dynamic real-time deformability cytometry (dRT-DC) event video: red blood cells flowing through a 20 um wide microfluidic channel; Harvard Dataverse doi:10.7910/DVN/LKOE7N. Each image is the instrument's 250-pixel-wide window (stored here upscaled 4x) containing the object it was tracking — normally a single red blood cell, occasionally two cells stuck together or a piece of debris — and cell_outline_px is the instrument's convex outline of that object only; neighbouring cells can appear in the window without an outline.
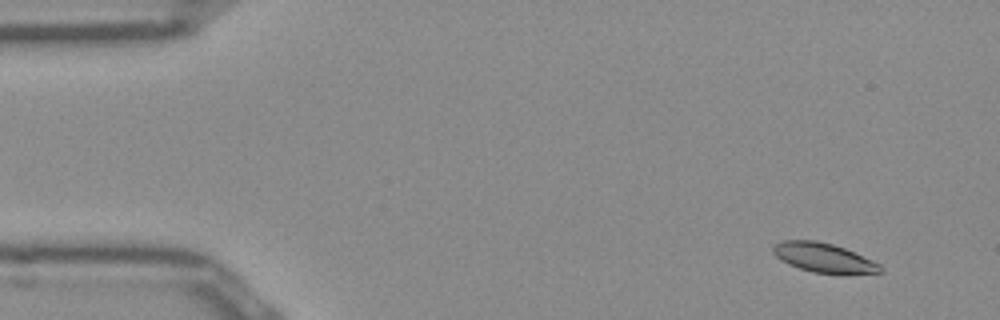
{"species": "Egyptian fruit bat (a non-hibernating species)", "species_latin": "Rousettus aegyptiacus", "temperature_condition": "room temperature", "stored_images_in_passage": 49, "camera_frame_rate_fps": 3000, "um_per_image_px": 0.085, "frame": {"image": 1, "passage_image": 1, "time_ms": 0.0, "image_size_px": [1000, 320], "cell_outline_px": [[884, 272], [812, 272], [788, 264], [776, 256], [772, 252], [772, 248], [776, 244], [784, 240], [816, 240], [832, 244], [844, 248], [872, 260], [880, 264], [884, 268]], "centroid_in_image_um": [69.98, 21.87], "position_along_channel_um": 15.0, "area_um2": 17.74}}
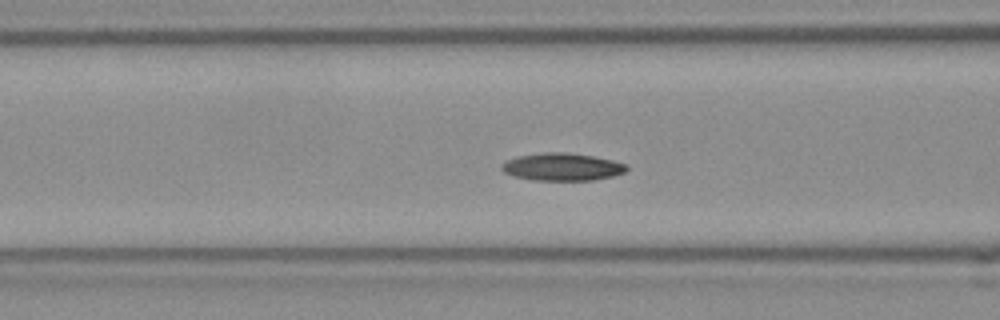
{"frame": {"image": 2, "passage_image": 17, "time_ms": 5.333, "image_size_px": [1000, 320], "cell_outline_px": [[628, 168], [624, 172], [612, 176], [592, 180], [532, 180], [512, 176], [504, 172], [500, 168], [500, 164], [516, 156], [544, 152], [564, 152], [592, 156], [612, 160], [628, 164]], "centroid_in_image_um": [47.75, 14.18], "position_along_channel_um": 118.9, "area_um2": 20.11}}
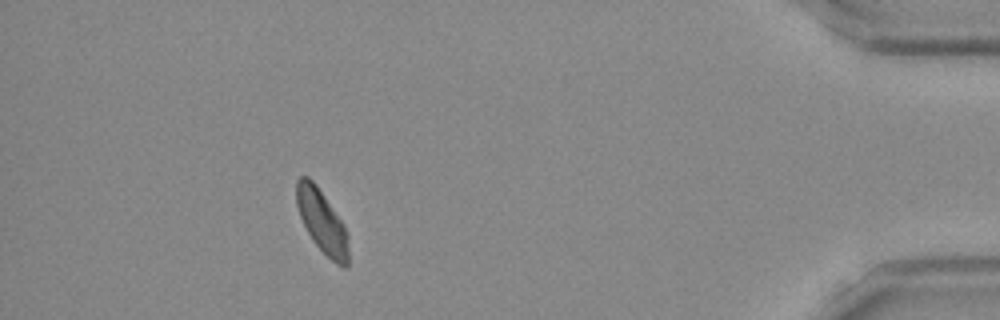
{"frame": {"image": 3, "passage_image": 44, "time_ms": 14.333, "image_size_px": [1000, 320], "cell_outline_px": [[348, 264], [344, 268], [336, 264], [316, 244], [308, 232], [300, 216], [296, 204], [296, 180], [300, 176], [308, 176], [316, 184], [344, 224], [348, 236]], "centroid_in_image_um": [27.37, 18.8], "position_along_channel_um": 407.8, "area_um2": 18.9}, "authors_computed_cell_mechanics": {"area_um2": 19.363, "velocity_mm_per_s": 3.8602, "shape_relaxation_time_tau1_ms": 6.3547, "shape_relaxation_time_tau2_ms": null, "deformation_change_tau1": 0.103, "deformation_change_tau2": null}}